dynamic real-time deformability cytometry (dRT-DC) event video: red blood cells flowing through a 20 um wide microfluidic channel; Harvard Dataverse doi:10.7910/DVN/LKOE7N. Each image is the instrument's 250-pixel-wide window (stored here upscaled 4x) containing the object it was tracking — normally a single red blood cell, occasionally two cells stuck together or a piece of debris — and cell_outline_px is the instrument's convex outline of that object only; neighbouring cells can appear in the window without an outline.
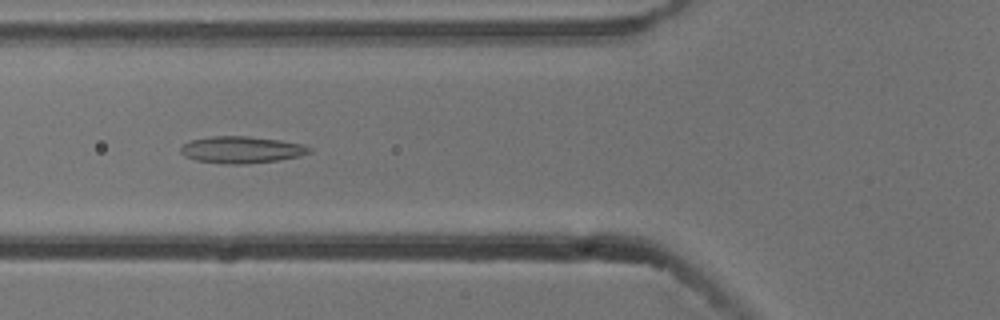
{"species": "common noctule bat (a hibernating species)", "species_latin": "Nyctalus noctula", "temperature_condition": "cold", "stored_images_in_passage": 6, "camera_frame_rate_fps": 3000, "um_per_image_px": 0.085, "animal": {"sex": "male", "body_mass_g": 13.3}, "frame": {"image": 1, "passage_image": 6, "time_ms": 1.667, "image_size_px": [1000, 320], "cell_outline_px": [[312, 152], [300, 156], [280, 160], [244, 164], [224, 164], [196, 160], [184, 156], [180, 152], [180, 148], [184, 144], [192, 140], [212, 136], [248, 136], [280, 140], [304, 144], [312, 148]], "centroid_in_image_um": [20.57, 12.73], "position_along_channel_um": 105.2, "area_um2": 20.23}}